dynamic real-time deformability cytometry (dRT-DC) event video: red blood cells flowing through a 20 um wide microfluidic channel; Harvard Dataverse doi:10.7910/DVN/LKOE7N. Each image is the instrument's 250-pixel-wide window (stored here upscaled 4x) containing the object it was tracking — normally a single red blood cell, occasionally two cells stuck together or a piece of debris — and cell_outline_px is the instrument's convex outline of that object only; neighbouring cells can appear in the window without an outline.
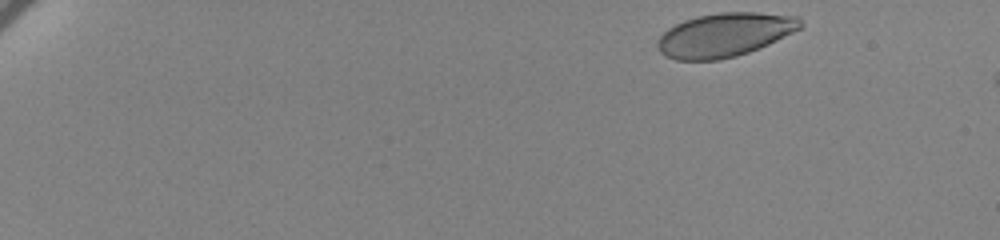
{"species": "human", "species_latin": "Homo sapiens", "temperature_condition": "cold", "stored_images_in_passage": 11, "camera_frame_rate_fps": 3000, "um_per_image_px": 0.085, "donor": {"sex": "female"}, "frame": {"image": 1, "passage_image": 1, "time_ms": 0.0, "image_size_px": [1000, 240], "cell_outline_px": [[804, 24], [800, 28], [768, 44], [748, 52], [736, 56], [720, 60], [676, 60], [664, 56], [660, 52], [656, 44], [656, 40], [668, 28], [684, 20], [696, 16], [720, 12], [756, 12], [800, 16]], "centroid_in_image_um": [61.57, 2.96], "position_along_channel_um": 23.4, "area_um2": 36.59}}